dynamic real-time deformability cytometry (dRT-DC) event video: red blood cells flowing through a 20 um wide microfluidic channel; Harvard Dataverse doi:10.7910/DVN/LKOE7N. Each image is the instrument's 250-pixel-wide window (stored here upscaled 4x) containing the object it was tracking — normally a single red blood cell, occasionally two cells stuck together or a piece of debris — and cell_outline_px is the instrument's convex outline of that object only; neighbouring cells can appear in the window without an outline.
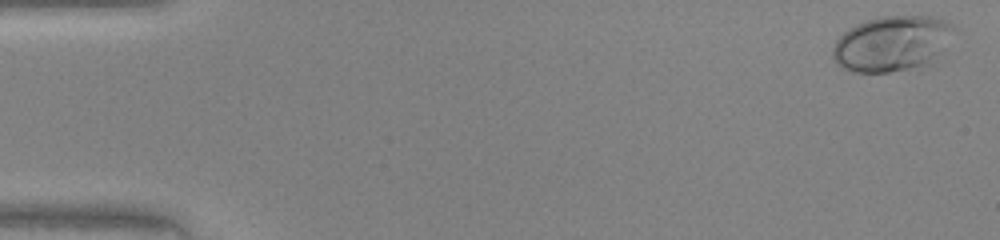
{"species": "human", "species_latin": "Homo sapiens", "temperature_condition": "warm", "stored_images_in_passage": 48, "camera_frame_rate_fps": 3000, "um_per_image_px": 0.085, "donor": {"sex": "female"}, "frame": {"image": 1, "passage_image": 2, "time_ms": 0.333, "image_size_px": [1000, 240], "cell_outline_px": [[956, 28], [944, 48], [940, 52], [924, 64], [912, 68], [888, 72], [852, 72], [836, 64], [832, 56], [832, 48], [836, 40], [848, 28], [864, 20], [880, 16], [932, 16], [944, 20], [952, 24]], "centroid_in_image_um": [75.77, 3.68], "position_along_channel_um": 9.2, "area_um2": 38.96}}
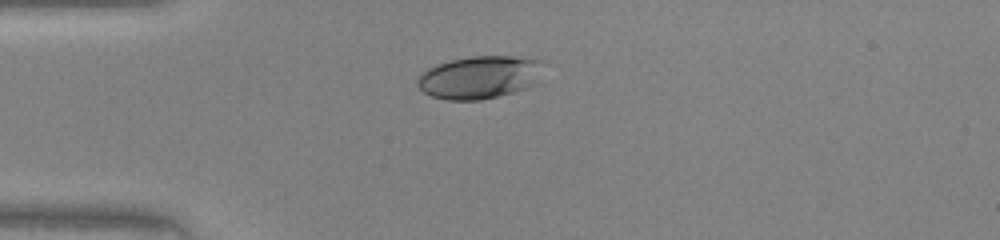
{"frame": {"image": 2, "passage_image": 13, "time_ms": 4.0, "image_size_px": [1000, 240], "cell_outline_px": [[544, 60], [536, 84], [512, 92], [480, 100], [448, 100], [432, 96], [424, 92], [416, 84], [416, 80], [428, 68], [436, 64], [452, 60], [472, 56], [512, 56]], "centroid_in_image_um": [40.76, 6.56], "position_along_channel_um": 44.2, "area_um2": 31.21}}
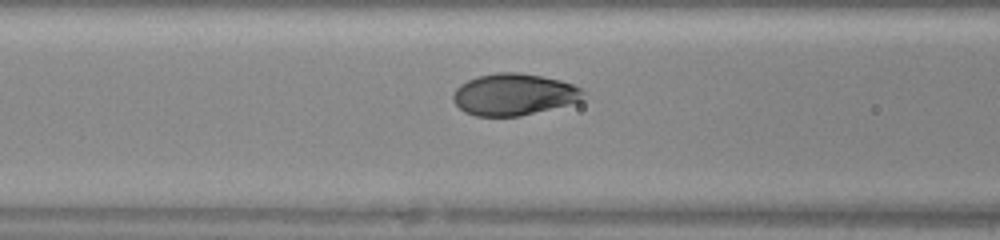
{"frame": {"image": 3, "passage_image": 20, "time_ms": 6.333, "image_size_px": [1000, 240], "cell_outline_px": [[584, 100], [520, 116], [476, 116], [464, 112], [452, 100], [452, 96], [456, 88], [460, 84], [476, 76], [496, 72], [520, 72], [560, 80], [584, 88]], "centroid_in_image_um": [43.68, 8.02], "position_along_channel_um": 122.9, "area_um2": 31.79}}